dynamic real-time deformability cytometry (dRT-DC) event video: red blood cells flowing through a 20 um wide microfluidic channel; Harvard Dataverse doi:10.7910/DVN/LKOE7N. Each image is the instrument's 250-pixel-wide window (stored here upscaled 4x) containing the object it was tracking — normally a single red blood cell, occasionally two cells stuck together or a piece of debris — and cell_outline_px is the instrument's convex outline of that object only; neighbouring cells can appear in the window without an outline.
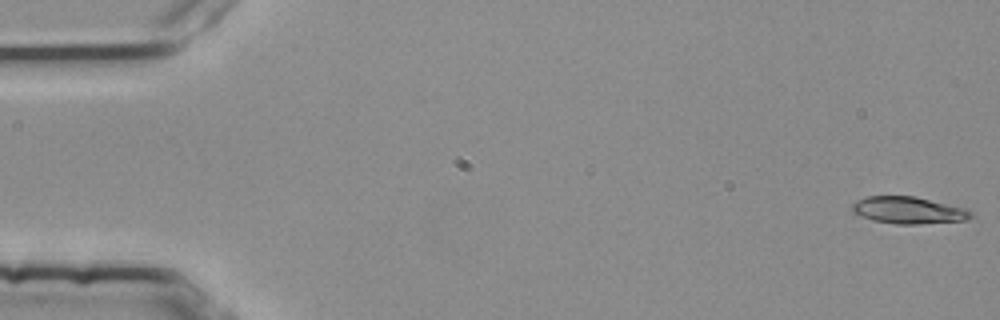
{"species": "common noctule bat (a hibernating species)", "species_latin": "Nyctalus noctula", "temperature_condition": "room temperature", "stored_images_in_passage": 9, "camera_frame_rate_fps": 3000, "um_per_image_px": 0.085, "animal": {"sex": "female", "body_mass_g": 25.1}, "frame": {"image": 1, "passage_image": 1, "time_ms": 0.0, "image_size_px": [1000, 320], "cell_outline_px": [[972, 216], [968, 220], [916, 224], [896, 224], [872, 220], [852, 212], [852, 204], [856, 200], [868, 196], [916, 196], [968, 208], [972, 212]], "centroid_in_image_um": [77.25, 17.86], "position_along_channel_um": 7.8, "area_um2": 18.84}}